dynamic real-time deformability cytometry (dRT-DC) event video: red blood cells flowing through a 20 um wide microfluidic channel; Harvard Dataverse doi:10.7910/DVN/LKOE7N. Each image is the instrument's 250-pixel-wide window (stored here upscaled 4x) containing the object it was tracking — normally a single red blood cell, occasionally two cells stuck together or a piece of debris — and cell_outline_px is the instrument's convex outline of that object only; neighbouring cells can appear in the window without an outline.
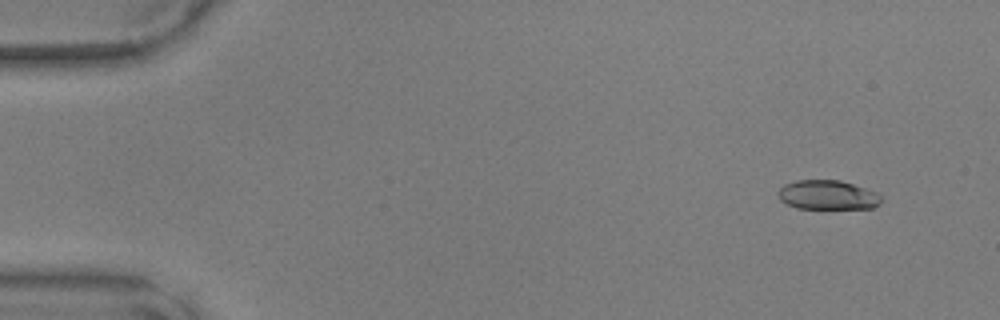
{"species": "common noctule bat (a hibernating species)", "species_latin": "Nyctalus noctula", "temperature_condition": "warm", "stored_images_in_passage": 49, "camera_frame_rate_fps": 3000, "um_per_image_px": 0.085, "animal": {"sex": "male", "body_mass_g": 17.9, "forearm_length_mm": 54.2}, "frame": {"image": 1, "passage_image": 4, "time_ms": 1.0, "image_size_px": [1000, 320], "cell_outline_px": [[884, 200], [880, 204], [872, 208], [796, 208], [780, 200], [776, 192], [784, 184], [796, 180], [840, 180], [876, 192]], "centroid_in_image_um": [70.33, 16.57], "position_along_channel_um": 14.7, "area_um2": 17.63}}
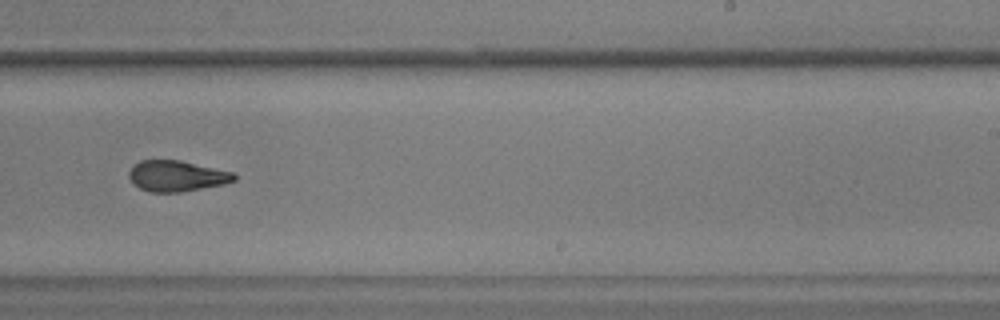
{"frame": {"image": 2, "passage_image": 31, "time_ms": 10.0, "image_size_px": [1000, 320], "cell_outline_px": [[236, 180], [224, 184], [180, 192], [148, 192], [132, 184], [128, 176], [128, 172], [132, 164], [140, 160], [180, 160], [236, 172]], "centroid_in_image_um": [15.0, 14.95], "position_along_channel_um": 274.0, "area_um2": 19.25}}
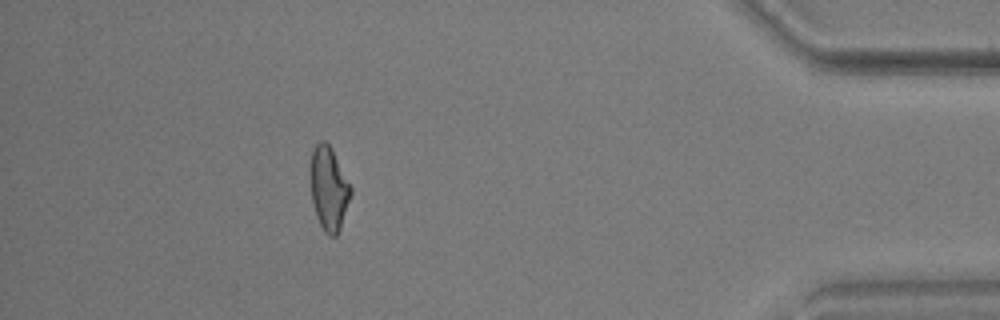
{"frame": {"image": 3, "passage_image": 44, "time_ms": 14.333, "image_size_px": [1000, 320], "cell_outline_px": [[352, 192], [340, 228], [336, 236], [328, 236], [324, 232], [316, 216], [312, 200], [308, 172], [308, 164], [312, 148], [320, 140], [324, 140], [332, 148], [352, 188]], "centroid_in_image_um": [27.9, 15.97], "position_along_channel_um": 407.3, "area_um2": 20.17}}